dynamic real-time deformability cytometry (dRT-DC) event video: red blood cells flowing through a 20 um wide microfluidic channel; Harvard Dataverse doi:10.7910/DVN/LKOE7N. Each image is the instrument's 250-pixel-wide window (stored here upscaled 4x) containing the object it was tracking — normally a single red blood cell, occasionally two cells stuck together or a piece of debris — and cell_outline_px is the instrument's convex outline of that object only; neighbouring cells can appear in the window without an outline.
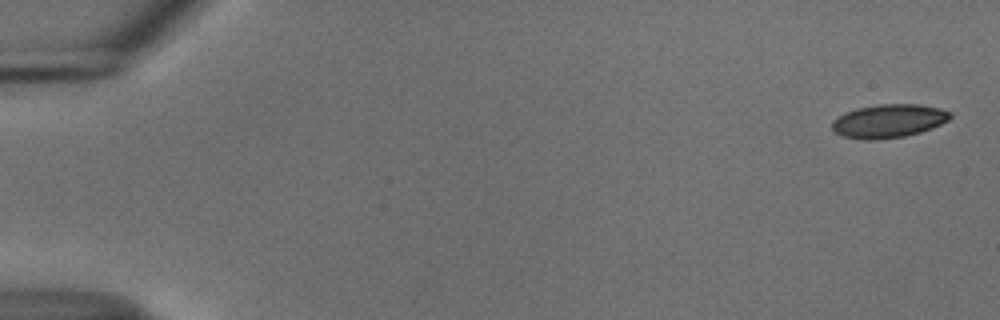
{"species": "common noctule bat (a hibernating species)", "species_latin": "Nyctalus noctula", "temperature_condition": "cold", "stored_images_in_passage": 52, "camera_frame_rate_fps": 3000, "um_per_image_px": 0.085, "animal": {"sex": "male", "body_mass_g": 18.8}, "frame": {"image": 1, "passage_image": 1, "time_ms": 0.0, "image_size_px": [1000, 320], "cell_outline_px": [[952, 116], [948, 120], [932, 128], [920, 132], [904, 136], [872, 140], [864, 140], [844, 136], [836, 132], [832, 128], [832, 120], [856, 108], [880, 104], [920, 104], [940, 108], [952, 112]], "centroid_in_image_um": [75.57, 10.27], "position_along_channel_um": 9.4, "area_um2": 22.89}}
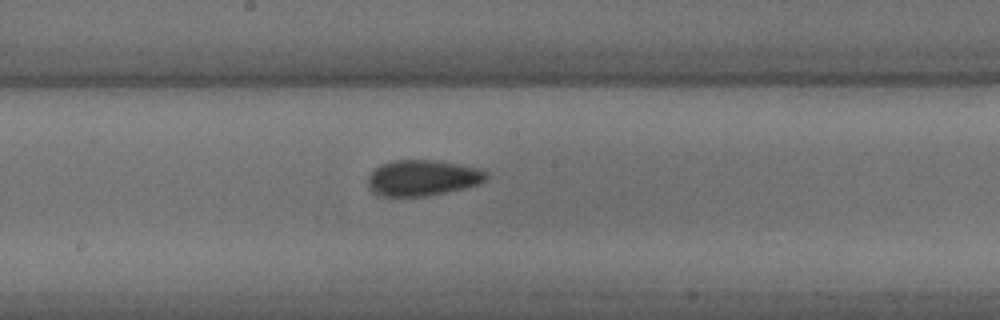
{"frame": {"image": 2, "passage_image": 29, "time_ms": 9.333, "image_size_px": [1000, 320], "cell_outline_px": [[488, 176], [480, 184], [464, 188], [424, 196], [380, 196], [372, 192], [368, 188], [368, 176], [380, 164], [392, 160], [432, 160], [460, 164], [484, 168], [488, 172]], "centroid_in_image_um": [35.93, 15.11], "position_along_channel_um": 212.3, "area_um2": 24.91}}
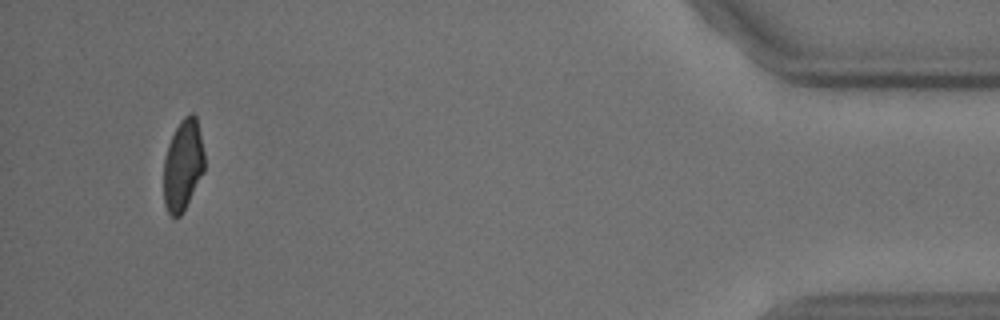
{"frame": {"image": 3, "passage_image": 51, "time_ms": 16.667, "image_size_px": [1000, 320], "cell_outline_px": [[204, 172], [184, 212], [180, 216], [172, 220], [164, 204], [164, 156], [168, 144], [180, 120], [184, 116], [192, 112], [196, 116], [204, 152]], "centroid_in_image_um": [15.55, 14.08], "position_along_channel_um": 419.7, "area_um2": 21.96}}